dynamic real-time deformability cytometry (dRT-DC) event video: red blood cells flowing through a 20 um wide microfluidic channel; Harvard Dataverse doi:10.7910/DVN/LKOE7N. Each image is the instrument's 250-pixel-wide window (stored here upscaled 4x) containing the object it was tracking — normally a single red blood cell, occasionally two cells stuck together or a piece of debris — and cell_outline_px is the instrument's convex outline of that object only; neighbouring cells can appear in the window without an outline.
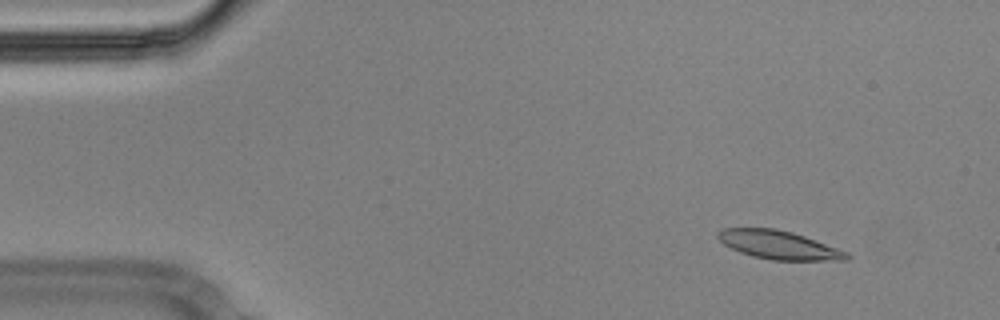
{"species": "Egyptian fruit bat (a non-hibernating species)", "species_latin": "Rousettus aegyptiacus", "temperature_condition": "cold", "stored_images_in_passage": 53, "camera_frame_rate_fps": 3000, "um_per_image_px": 0.085, "animal": {"sex": "male"}, "frame": {"image": 1, "passage_image": 3, "time_ms": 0.667, "image_size_px": [1000, 320], "cell_outline_px": [[852, 256], [848, 260], [772, 260], [752, 256], [740, 252], [724, 244], [716, 236], [716, 232], [720, 228], [776, 228], [792, 232], [804, 236], [848, 252]], "centroid_in_image_um": [66.18, 20.81], "position_along_channel_um": 18.8, "area_um2": 21.39}}
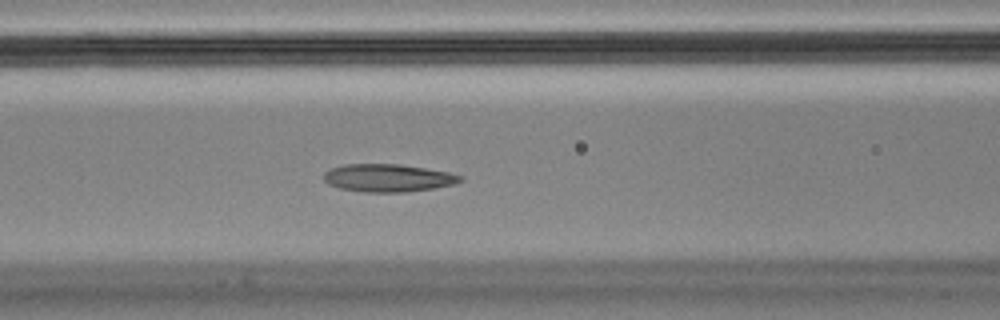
{"frame": {"image": 2, "passage_image": 20, "time_ms": 6.333, "image_size_px": [1000, 320], "cell_outline_px": [[464, 180], [452, 184], [432, 188], [404, 192], [364, 192], [340, 188], [328, 184], [324, 180], [324, 172], [332, 168], [344, 164], [400, 164], [448, 172], [464, 176]], "centroid_in_image_um": [32.97, 15.12], "position_along_channel_um": 133.6, "area_um2": 21.96}}
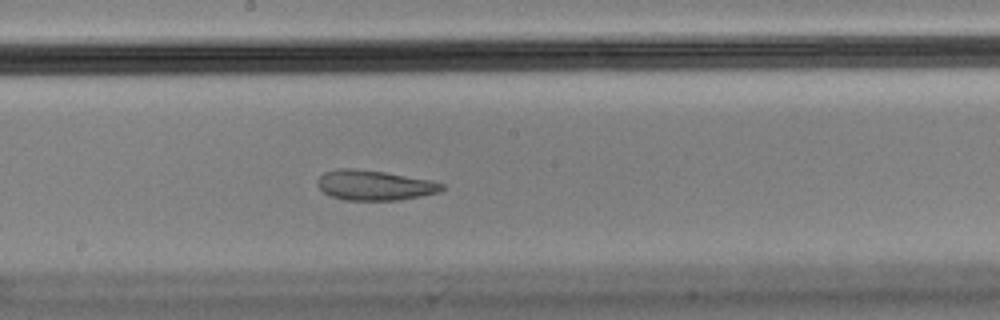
{"frame": {"image": 3, "passage_image": 27, "time_ms": 8.667, "image_size_px": [1000, 320], "cell_outline_px": [[444, 188], [440, 192], [400, 200], [344, 200], [332, 196], [324, 192], [316, 184], [316, 180], [324, 172], [340, 168], [352, 168], [384, 172], [428, 180], [444, 184]], "centroid_in_image_um": [31.8, 15.75], "position_along_channel_um": 216.4, "area_um2": 21.62}, "authors_computed_cell_mechanics": {"area_um2": 22.4842, "velocity_mm_per_s": 3.5473, "shape_relaxation_time_tau1_ms": null, "shape_relaxation_time_tau2_ms": 1.5338, "deformation_change_tau1": null, "deformation_change_tau2": 0.0819}}